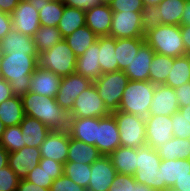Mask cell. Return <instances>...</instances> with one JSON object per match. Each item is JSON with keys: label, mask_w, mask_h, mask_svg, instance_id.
<instances>
[{"label": "cell", "mask_w": 190, "mask_h": 191, "mask_svg": "<svg viewBox=\"0 0 190 191\" xmlns=\"http://www.w3.org/2000/svg\"><path fill=\"white\" fill-rule=\"evenodd\" d=\"M19 180L9 166L0 169V191H17Z\"/></svg>", "instance_id": "44"}, {"label": "cell", "mask_w": 190, "mask_h": 191, "mask_svg": "<svg viewBox=\"0 0 190 191\" xmlns=\"http://www.w3.org/2000/svg\"><path fill=\"white\" fill-rule=\"evenodd\" d=\"M0 145L9 153L16 152L26 146L23 143L21 127L19 125L5 127Z\"/></svg>", "instance_id": "42"}, {"label": "cell", "mask_w": 190, "mask_h": 191, "mask_svg": "<svg viewBox=\"0 0 190 191\" xmlns=\"http://www.w3.org/2000/svg\"><path fill=\"white\" fill-rule=\"evenodd\" d=\"M40 148L24 146L16 152L9 153L8 166L17 174L18 178L25 179L39 165L41 160Z\"/></svg>", "instance_id": "16"}, {"label": "cell", "mask_w": 190, "mask_h": 191, "mask_svg": "<svg viewBox=\"0 0 190 191\" xmlns=\"http://www.w3.org/2000/svg\"><path fill=\"white\" fill-rule=\"evenodd\" d=\"M141 28L145 36L150 31L162 25V14L158 6L146 5L141 11Z\"/></svg>", "instance_id": "43"}, {"label": "cell", "mask_w": 190, "mask_h": 191, "mask_svg": "<svg viewBox=\"0 0 190 191\" xmlns=\"http://www.w3.org/2000/svg\"><path fill=\"white\" fill-rule=\"evenodd\" d=\"M117 175L109 156L102 155L91 164V176L87 191H108Z\"/></svg>", "instance_id": "17"}, {"label": "cell", "mask_w": 190, "mask_h": 191, "mask_svg": "<svg viewBox=\"0 0 190 191\" xmlns=\"http://www.w3.org/2000/svg\"><path fill=\"white\" fill-rule=\"evenodd\" d=\"M128 82V76L124 71L120 70L104 73L97 80L93 81L100 97L105 103V107L110 113L118 111L124 89Z\"/></svg>", "instance_id": "8"}, {"label": "cell", "mask_w": 190, "mask_h": 191, "mask_svg": "<svg viewBox=\"0 0 190 191\" xmlns=\"http://www.w3.org/2000/svg\"><path fill=\"white\" fill-rule=\"evenodd\" d=\"M133 191H155V190L145 184H140L136 182L133 186Z\"/></svg>", "instance_id": "59"}, {"label": "cell", "mask_w": 190, "mask_h": 191, "mask_svg": "<svg viewBox=\"0 0 190 191\" xmlns=\"http://www.w3.org/2000/svg\"><path fill=\"white\" fill-rule=\"evenodd\" d=\"M177 96L179 107H185L190 104V82L174 89Z\"/></svg>", "instance_id": "49"}, {"label": "cell", "mask_w": 190, "mask_h": 191, "mask_svg": "<svg viewBox=\"0 0 190 191\" xmlns=\"http://www.w3.org/2000/svg\"><path fill=\"white\" fill-rule=\"evenodd\" d=\"M190 139L174 137L166 143H162L155 150L161 160L187 159L189 156Z\"/></svg>", "instance_id": "34"}, {"label": "cell", "mask_w": 190, "mask_h": 191, "mask_svg": "<svg viewBox=\"0 0 190 191\" xmlns=\"http://www.w3.org/2000/svg\"><path fill=\"white\" fill-rule=\"evenodd\" d=\"M189 161H190V148H189V156H188V158H187Z\"/></svg>", "instance_id": "66"}, {"label": "cell", "mask_w": 190, "mask_h": 191, "mask_svg": "<svg viewBox=\"0 0 190 191\" xmlns=\"http://www.w3.org/2000/svg\"><path fill=\"white\" fill-rule=\"evenodd\" d=\"M173 66V57L155 53L150 64L149 81L155 85H163Z\"/></svg>", "instance_id": "38"}, {"label": "cell", "mask_w": 190, "mask_h": 191, "mask_svg": "<svg viewBox=\"0 0 190 191\" xmlns=\"http://www.w3.org/2000/svg\"><path fill=\"white\" fill-rule=\"evenodd\" d=\"M186 0H162L157 6L162 14V24L180 26Z\"/></svg>", "instance_id": "40"}, {"label": "cell", "mask_w": 190, "mask_h": 191, "mask_svg": "<svg viewBox=\"0 0 190 191\" xmlns=\"http://www.w3.org/2000/svg\"><path fill=\"white\" fill-rule=\"evenodd\" d=\"M144 6L146 5H152V6H157L162 0H142Z\"/></svg>", "instance_id": "61"}, {"label": "cell", "mask_w": 190, "mask_h": 191, "mask_svg": "<svg viewBox=\"0 0 190 191\" xmlns=\"http://www.w3.org/2000/svg\"><path fill=\"white\" fill-rule=\"evenodd\" d=\"M180 32L185 47V55H190V25H180Z\"/></svg>", "instance_id": "54"}, {"label": "cell", "mask_w": 190, "mask_h": 191, "mask_svg": "<svg viewBox=\"0 0 190 191\" xmlns=\"http://www.w3.org/2000/svg\"><path fill=\"white\" fill-rule=\"evenodd\" d=\"M12 96H14V94L12 93L10 83L0 78V103Z\"/></svg>", "instance_id": "53"}, {"label": "cell", "mask_w": 190, "mask_h": 191, "mask_svg": "<svg viewBox=\"0 0 190 191\" xmlns=\"http://www.w3.org/2000/svg\"><path fill=\"white\" fill-rule=\"evenodd\" d=\"M32 38L39 54L52 48L63 39L61 32L57 27L43 25H40Z\"/></svg>", "instance_id": "39"}, {"label": "cell", "mask_w": 190, "mask_h": 191, "mask_svg": "<svg viewBox=\"0 0 190 191\" xmlns=\"http://www.w3.org/2000/svg\"><path fill=\"white\" fill-rule=\"evenodd\" d=\"M21 99L25 116L41 121L51 131L68 129L69 113L56 102L55 98L28 91Z\"/></svg>", "instance_id": "2"}, {"label": "cell", "mask_w": 190, "mask_h": 191, "mask_svg": "<svg viewBox=\"0 0 190 191\" xmlns=\"http://www.w3.org/2000/svg\"><path fill=\"white\" fill-rule=\"evenodd\" d=\"M17 191H49V189L38 186L35 183H30L25 179H21L19 180Z\"/></svg>", "instance_id": "52"}, {"label": "cell", "mask_w": 190, "mask_h": 191, "mask_svg": "<svg viewBox=\"0 0 190 191\" xmlns=\"http://www.w3.org/2000/svg\"><path fill=\"white\" fill-rule=\"evenodd\" d=\"M180 25H190V0H186Z\"/></svg>", "instance_id": "57"}, {"label": "cell", "mask_w": 190, "mask_h": 191, "mask_svg": "<svg viewBox=\"0 0 190 191\" xmlns=\"http://www.w3.org/2000/svg\"><path fill=\"white\" fill-rule=\"evenodd\" d=\"M24 117L21 97L14 95L0 103V120L5 127L19 125Z\"/></svg>", "instance_id": "32"}, {"label": "cell", "mask_w": 190, "mask_h": 191, "mask_svg": "<svg viewBox=\"0 0 190 191\" xmlns=\"http://www.w3.org/2000/svg\"><path fill=\"white\" fill-rule=\"evenodd\" d=\"M65 4L61 0L39 1V22L43 26L57 27L63 15Z\"/></svg>", "instance_id": "37"}, {"label": "cell", "mask_w": 190, "mask_h": 191, "mask_svg": "<svg viewBox=\"0 0 190 191\" xmlns=\"http://www.w3.org/2000/svg\"><path fill=\"white\" fill-rule=\"evenodd\" d=\"M155 51L144 42L138 50L137 55L133 58L129 66L124 71L129 80L148 81L150 64L154 57Z\"/></svg>", "instance_id": "21"}, {"label": "cell", "mask_w": 190, "mask_h": 191, "mask_svg": "<svg viewBox=\"0 0 190 191\" xmlns=\"http://www.w3.org/2000/svg\"><path fill=\"white\" fill-rule=\"evenodd\" d=\"M134 176L117 173L108 191H133Z\"/></svg>", "instance_id": "48"}, {"label": "cell", "mask_w": 190, "mask_h": 191, "mask_svg": "<svg viewBox=\"0 0 190 191\" xmlns=\"http://www.w3.org/2000/svg\"><path fill=\"white\" fill-rule=\"evenodd\" d=\"M110 7L113 12H141L144 4L142 0H114Z\"/></svg>", "instance_id": "46"}, {"label": "cell", "mask_w": 190, "mask_h": 191, "mask_svg": "<svg viewBox=\"0 0 190 191\" xmlns=\"http://www.w3.org/2000/svg\"><path fill=\"white\" fill-rule=\"evenodd\" d=\"M190 82V55L173 58V66L163 85L173 89Z\"/></svg>", "instance_id": "33"}, {"label": "cell", "mask_w": 190, "mask_h": 191, "mask_svg": "<svg viewBox=\"0 0 190 191\" xmlns=\"http://www.w3.org/2000/svg\"><path fill=\"white\" fill-rule=\"evenodd\" d=\"M49 191H87V189L63 174L53 181Z\"/></svg>", "instance_id": "47"}, {"label": "cell", "mask_w": 190, "mask_h": 191, "mask_svg": "<svg viewBox=\"0 0 190 191\" xmlns=\"http://www.w3.org/2000/svg\"><path fill=\"white\" fill-rule=\"evenodd\" d=\"M9 152L0 145V169L8 166Z\"/></svg>", "instance_id": "58"}, {"label": "cell", "mask_w": 190, "mask_h": 191, "mask_svg": "<svg viewBox=\"0 0 190 191\" xmlns=\"http://www.w3.org/2000/svg\"><path fill=\"white\" fill-rule=\"evenodd\" d=\"M98 61L100 63L102 74L118 71V62L115 54L114 37H99Z\"/></svg>", "instance_id": "31"}, {"label": "cell", "mask_w": 190, "mask_h": 191, "mask_svg": "<svg viewBox=\"0 0 190 191\" xmlns=\"http://www.w3.org/2000/svg\"><path fill=\"white\" fill-rule=\"evenodd\" d=\"M67 130L71 138L95 146V142L97 141V117H70Z\"/></svg>", "instance_id": "25"}, {"label": "cell", "mask_w": 190, "mask_h": 191, "mask_svg": "<svg viewBox=\"0 0 190 191\" xmlns=\"http://www.w3.org/2000/svg\"><path fill=\"white\" fill-rule=\"evenodd\" d=\"M63 174L79 186L87 189L91 176V165L77 162H66L63 167Z\"/></svg>", "instance_id": "41"}, {"label": "cell", "mask_w": 190, "mask_h": 191, "mask_svg": "<svg viewBox=\"0 0 190 191\" xmlns=\"http://www.w3.org/2000/svg\"><path fill=\"white\" fill-rule=\"evenodd\" d=\"M109 157L117 173L134 176L137 170V148L119 146Z\"/></svg>", "instance_id": "30"}, {"label": "cell", "mask_w": 190, "mask_h": 191, "mask_svg": "<svg viewBox=\"0 0 190 191\" xmlns=\"http://www.w3.org/2000/svg\"><path fill=\"white\" fill-rule=\"evenodd\" d=\"M111 114L118 126L121 146L139 148L146 145L145 118L121 111Z\"/></svg>", "instance_id": "7"}, {"label": "cell", "mask_w": 190, "mask_h": 191, "mask_svg": "<svg viewBox=\"0 0 190 191\" xmlns=\"http://www.w3.org/2000/svg\"><path fill=\"white\" fill-rule=\"evenodd\" d=\"M38 67V59L27 53L0 54V78L11 85L12 93L22 97L29 91L32 73Z\"/></svg>", "instance_id": "1"}, {"label": "cell", "mask_w": 190, "mask_h": 191, "mask_svg": "<svg viewBox=\"0 0 190 191\" xmlns=\"http://www.w3.org/2000/svg\"><path fill=\"white\" fill-rule=\"evenodd\" d=\"M166 191H177V190H174V189L169 188V189H167Z\"/></svg>", "instance_id": "64"}, {"label": "cell", "mask_w": 190, "mask_h": 191, "mask_svg": "<svg viewBox=\"0 0 190 191\" xmlns=\"http://www.w3.org/2000/svg\"><path fill=\"white\" fill-rule=\"evenodd\" d=\"M20 3V0H0V11L11 14Z\"/></svg>", "instance_id": "55"}, {"label": "cell", "mask_w": 190, "mask_h": 191, "mask_svg": "<svg viewBox=\"0 0 190 191\" xmlns=\"http://www.w3.org/2000/svg\"><path fill=\"white\" fill-rule=\"evenodd\" d=\"M179 112L190 123V104L185 107H179Z\"/></svg>", "instance_id": "60"}, {"label": "cell", "mask_w": 190, "mask_h": 191, "mask_svg": "<svg viewBox=\"0 0 190 191\" xmlns=\"http://www.w3.org/2000/svg\"><path fill=\"white\" fill-rule=\"evenodd\" d=\"M171 189L177 191H190V176L183 177L179 181H176Z\"/></svg>", "instance_id": "56"}, {"label": "cell", "mask_w": 190, "mask_h": 191, "mask_svg": "<svg viewBox=\"0 0 190 191\" xmlns=\"http://www.w3.org/2000/svg\"><path fill=\"white\" fill-rule=\"evenodd\" d=\"M113 11L110 5L99 4L85 11L86 26L98 37L110 36Z\"/></svg>", "instance_id": "22"}, {"label": "cell", "mask_w": 190, "mask_h": 191, "mask_svg": "<svg viewBox=\"0 0 190 191\" xmlns=\"http://www.w3.org/2000/svg\"><path fill=\"white\" fill-rule=\"evenodd\" d=\"M19 126L23 134V143L29 147L40 148V145L51 131L41 121L30 116H25Z\"/></svg>", "instance_id": "26"}, {"label": "cell", "mask_w": 190, "mask_h": 191, "mask_svg": "<svg viewBox=\"0 0 190 191\" xmlns=\"http://www.w3.org/2000/svg\"><path fill=\"white\" fill-rule=\"evenodd\" d=\"M100 4L110 5L114 0H99Z\"/></svg>", "instance_id": "63"}, {"label": "cell", "mask_w": 190, "mask_h": 191, "mask_svg": "<svg viewBox=\"0 0 190 191\" xmlns=\"http://www.w3.org/2000/svg\"><path fill=\"white\" fill-rule=\"evenodd\" d=\"M146 122V145L156 149L173 138L172 116H148Z\"/></svg>", "instance_id": "14"}, {"label": "cell", "mask_w": 190, "mask_h": 191, "mask_svg": "<svg viewBox=\"0 0 190 191\" xmlns=\"http://www.w3.org/2000/svg\"><path fill=\"white\" fill-rule=\"evenodd\" d=\"M60 82V76L38 66L31 75L29 91L46 97L55 98L60 88Z\"/></svg>", "instance_id": "20"}, {"label": "cell", "mask_w": 190, "mask_h": 191, "mask_svg": "<svg viewBox=\"0 0 190 191\" xmlns=\"http://www.w3.org/2000/svg\"><path fill=\"white\" fill-rule=\"evenodd\" d=\"M145 42L144 37L115 38V54L118 62V71H125L129 63L137 55L139 47Z\"/></svg>", "instance_id": "28"}, {"label": "cell", "mask_w": 190, "mask_h": 191, "mask_svg": "<svg viewBox=\"0 0 190 191\" xmlns=\"http://www.w3.org/2000/svg\"><path fill=\"white\" fill-rule=\"evenodd\" d=\"M102 154L96 146L73 139L69 135V148L67 162L93 164Z\"/></svg>", "instance_id": "29"}, {"label": "cell", "mask_w": 190, "mask_h": 191, "mask_svg": "<svg viewBox=\"0 0 190 191\" xmlns=\"http://www.w3.org/2000/svg\"><path fill=\"white\" fill-rule=\"evenodd\" d=\"M10 15L12 28L22 34L32 37L40 27L38 1L36 0H20Z\"/></svg>", "instance_id": "10"}, {"label": "cell", "mask_w": 190, "mask_h": 191, "mask_svg": "<svg viewBox=\"0 0 190 191\" xmlns=\"http://www.w3.org/2000/svg\"><path fill=\"white\" fill-rule=\"evenodd\" d=\"M93 82L77 73L61 77L60 88L56 94V102L68 113L72 110L77 96Z\"/></svg>", "instance_id": "11"}, {"label": "cell", "mask_w": 190, "mask_h": 191, "mask_svg": "<svg viewBox=\"0 0 190 191\" xmlns=\"http://www.w3.org/2000/svg\"><path fill=\"white\" fill-rule=\"evenodd\" d=\"M177 111H179V103L175 90L166 85H156L149 116H172Z\"/></svg>", "instance_id": "19"}, {"label": "cell", "mask_w": 190, "mask_h": 191, "mask_svg": "<svg viewBox=\"0 0 190 191\" xmlns=\"http://www.w3.org/2000/svg\"><path fill=\"white\" fill-rule=\"evenodd\" d=\"M144 38L155 53L173 58L185 55L180 26L162 24L147 33Z\"/></svg>", "instance_id": "5"}, {"label": "cell", "mask_w": 190, "mask_h": 191, "mask_svg": "<svg viewBox=\"0 0 190 191\" xmlns=\"http://www.w3.org/2000/svg\"><path fill=\"white\" fill-rule=\"evenodd\" d=\"M77 57L63 38L52 48L39 54L38 66L60 77L75 73Z\"/></svg>", "instance_id": "6"}, {"label": "cell", "mask_w": 190, "mask_h": 191, "mask_svg": "<svg viewBox=\"0 0 190 191\" xmlns=\"http://www.w3.org/2000/svg\"><path fill=\"white\" fill-rule=\"evenodd\" d=\"M95 146L104 156H109L120 145L119 130L112 114L97 117V141Z\"/></svg>", "instance_id": "13"}, {"label": "cell", "mask_w": 190, "mask_h": 191, "mask_svg": "<svg viewBox=\"0 0 190 191\" xmlns=\"http://www.w3.org/2000/svg\"><path fill=\"white\" fill-rule=\"evenodd\" d=\"M99 37L81 56L77 57L75 73L89 78L92 82L101 75V67L98 61Z\"/></svg>", "instance_id": "24"}, {"label": "cell", "mask_w": 190, "mask_h": 191, "mask_svg": "<svg viewBox=\"0 0 190 191\" xmlns=\"http://www.w3.org/2000/svg\"><path fill=\"white\" fill-rule=\"evenodd\" d=\"M12 51L27 53L35 56L37 59L39 58L33 38L29 35L22 34L14 28L0 40V54H8Z\"/></svg>", "instance_id": "23"}, {"label": "cell", "mask_w": 190, "mask_h": 191, "mask_svg": "<svg viewBox=\"0 0 190 191\" xmlns=\"http://www.w3.org/2000/svg\"><path fill=\"white\" fill-rule=\"evenodd\" d=\"M4 130H5V126H4L3 122L0 120V140L2 138Z\"/></svg>", "instance_id": "62"}, {"label": "cell", "mask_w": 190, "mask_h": 191, "mask_svg": "<svg viewBox=\"0 0 190 191\" xmlns=\"http://www.w3.org/2000/svg\"><path fill=\"white\" fill-rule=\"evenodd\" d=\"M98 36L86 25L78 28L65 37V41L76 57L81 56L95 41Z\"/></svg>", "instance_id": "36"}, {"label": "cell", "mask_w": 190, "mask_h": 191, "mask_svg": "<svg viewBox=\"0 0 190 191\" xmlns=\"http://www.w3.org/2000/svg\"><path fill=\"white\" fill-rule=\"evenodd\" d=\"M110 114L93 83L77 96L69 112V116L75 118H100Z\"/></svg>", "instance_id": "9"}, {"label": "cell", "mask_w": 190, "mask_h": 191, "mask_svg": "<svg viewBox=\"0 0 190 191\" xmlns=\"http://www.w3.org/2000/svg\"><path fill=\"white\" fill-rule=\"evenodd\" d=\"M160 173L162 181L168 188H172L176 181L190 176V161L188 159L161 160Z\"/></svg>", "instance_id": "27"}, {"label": "cell", "mask_w": 190, "mask_h": 191, "mask_svg": "<svg viewBox=\"0 0 190 191\" xmlns=\"http://www.w3.org/2000/svg\"><path fill=\"white\" fill-rule=\"evenodd\" d=\"M64 165L53 159L41 158L39 165L28 172L27 180L46 189H50L55 179L63 175Z\"/></svg>", "instance_id": "18"}, {"label": "cell", "mask_w": 190, "mask_h": 191, "mask_svg": "<svg viewBox=\"0 0 190 191\" xmlns=\"http://www.w3.org/2000/svg\"><path fill=\"white\" fill-rule=\"evenodd\" d=\"M68 148V130H54L48 133L40 145V152L42 158H50L64 165L67 162Z\"/></svg>", "instance_id": "15"}, {"label": "cell", "mask_w": 190, "mask_h": 191, "mask_svg": "<svg viewBox=\"0 0 190 191\" xmlns=\"http://www.w3.org/2000/svg\"><path fill=\"white\" fill-rule=\"evenodd\" d=\"M36 1L39 2V1H54V0H36Z\"/></svg>", "instance_id": "65"}, {"label": "cell", "mask_w": 190, "mask_h": 191, "mask_svg": "<svg viewBox=\"0 0 190 191\" xmlns=\"http://www.w3.org/2000/svg\"><path fill=\"white\" fill-rule=\"evenodd\" d=\"M173 136L182 139H190V123L177 111L172 115Z\"/></svg>", "instance_id": "45"}, {"label": "cell", "mask_w": 190, "mask_h": 191, "mask_svg": "<svg viewBox=\"0 0 190 191\" xmlns=\"http://www.w3.org/2000/svg\"><path fill=\"white\" fill-rule=\"evenodd\" d=\"M85 25V11L65 5L63 15L59 21V24L57 25L62 37H67L75 30Z\"/></svg>", "instance_id": "35"}, {"label": "cell", "mask_w": 190, "mask_h": 191, "mask_svg": "<svg viewBox=\"0 0 190 191\" xmlns=\"http://www.w3.org/2000/svg\"><path fill=\"white\" fill-rule=\"evenodd\" d=\"M12 29L11 15L0 11V40Z\"/></svg>", "instance_id": "51"}, {"label": "cell", "mask_w": 190, "mask_h": 191, "mask_svg": "<svg viewBox=\"0 0 190 191\" xmlns=\"http://www.w3.org/2000/svg\"><path fill=\"white\" fill-rule=\"evenodd\" d=\"M140 20L141 12H113L110 36L116 39L145 37Z\"/></svg>", "instance_id": "12"}, {"label": "cell", "mask_w": 190, "mask_h": 191, "mask_svg": "<svg viewBox=\"0 0 190 191\" xmlns=\"http://www.w3.org/2000/svg\"><path fill=\"white\" fill-rule=\"evenodd\" d=\"M161 158L158 152L148 145L137 148V164L134 178L136 182L145 184L155 191L169 189L162 181L160 173Z\"/></svg>", "instance_id": "4"}, {"label": "cell", "mask_w": 190, "mask_h": 191, "mask_svg": "<svg viewBox=\"0 0 190 191\" xmlns=\"http://www.w3.org/2000/svg\"><path fill=\"white\" fill-rule=\"evenodd\" d=\"M66 6L87 11L100 4L99 0H61Z\"/></svg>", "instance_id": "50"}, {"label": "cell", "mask_w": 190, "mask_h": 191, "mask_svg": "<svg viewBox=\"0 0 190 191\" xmlns=\"http://www.w3.org/2000/svg\"><path fill=\"white\" fill-rule=\"evenodd\" d=\"M155 86L149 80H129L124 89L118 111L132 113L146 119L149 116Z\"/></svg>", "instance_id": "3"}]
</instances>
